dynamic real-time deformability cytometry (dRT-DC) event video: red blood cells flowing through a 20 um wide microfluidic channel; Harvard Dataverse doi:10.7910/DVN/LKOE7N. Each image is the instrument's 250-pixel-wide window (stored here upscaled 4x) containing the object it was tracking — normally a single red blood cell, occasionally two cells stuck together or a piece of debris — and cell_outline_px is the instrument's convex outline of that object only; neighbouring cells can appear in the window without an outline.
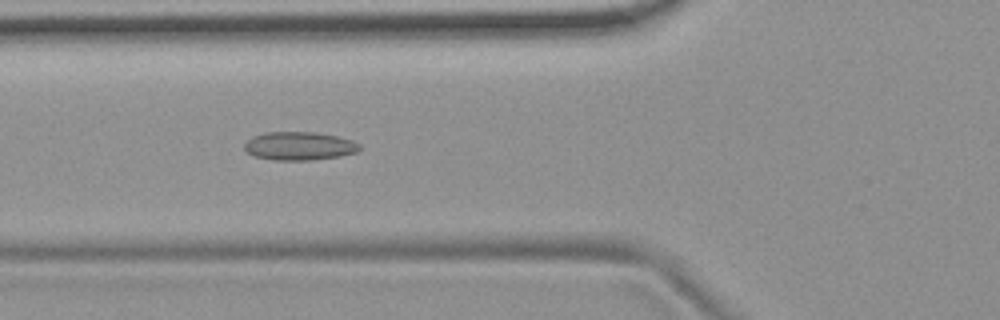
{"species": "common noctule bat (a hibernating species)", "species_latin": "Nyctalus noctula", "temperature_condition": "room temperature", "stored_images_in_passage": 49, "camera_frame_rate_fps": 3000, "um_per_image_px": 0.085, "animal": {"sex": "female", "body_mass_g": 19.9}, "frame": {"image": 1, "passage_image": 15, "time_ms": 4.667, "image_size_px": [1000, 320], "cell_outline_px": [[360, 148], [356, 152], [340, 156], [312, 160], [272, 160], [252, 156], [244, 148], [244, 144], [252, 136], [268, 132], [312, 132], [336, 136], [352, 140], [360, 144]], "centroid_in_image_um": [25.41, 12.41], "position_along_channel_um": 100.4, "area_um2": 19.02}}
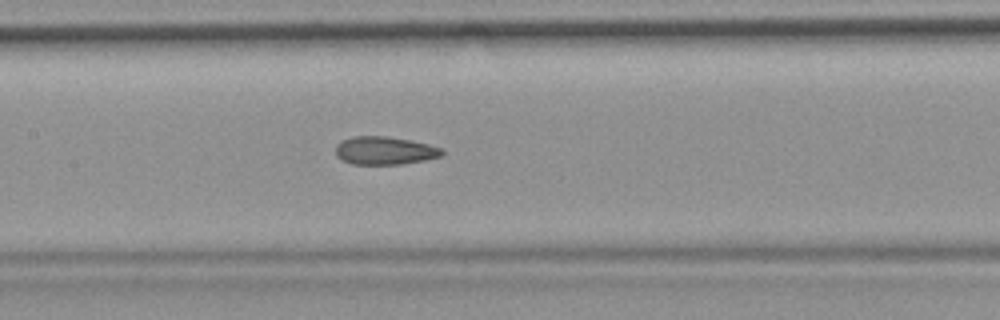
{"frame": {"image": 2, "passage_image": 21, "time_ms": 6.667, "image_size_px": [1000, 320], "cell_outline_px": [[444, 152], [440, 156], [424, 160], [404, 164], [352, 164], [336, 156], [336, 144], [352, 136], [388, 136], [412, 140], [444, 148]], "centroid_in_image_um": [32.72, 12.79], "position_along_channel_um": 174.7, "area_um2": 17.46}}
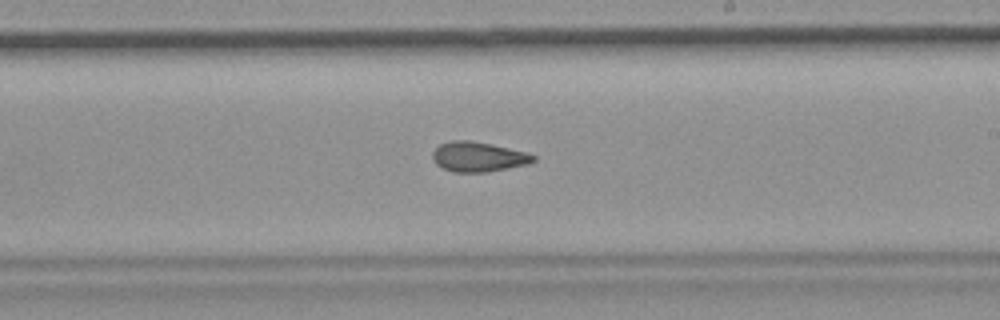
{"frame": {"image": 3, "passage_image": 27, "time_ms": 8.667, "image_size_px": [1000, 320], "cell_outline_px": [[536, 160], [528, 164], [488, 172], [452, 172], [436, 164], [432, 160], [432, 152], [440, 144], [452, 140], [468, 140], [528, 152], [536, 156]], "centroid_in_image_um": [40.65, 13.33], "position_along_channel_um": 248.4, "area_um2": 17.51}, "authors_computed_cell_mechanics": {"area_um2": 17.8024, "velocity_mm_per_s": 3.7031, "shape_relaxation_time_tau1_ms": null, "shape_relaxation_time_tau2_ms": 2.9737, "deformation_change_tau1": null, "deformation_change_tau2": 0.1065}}